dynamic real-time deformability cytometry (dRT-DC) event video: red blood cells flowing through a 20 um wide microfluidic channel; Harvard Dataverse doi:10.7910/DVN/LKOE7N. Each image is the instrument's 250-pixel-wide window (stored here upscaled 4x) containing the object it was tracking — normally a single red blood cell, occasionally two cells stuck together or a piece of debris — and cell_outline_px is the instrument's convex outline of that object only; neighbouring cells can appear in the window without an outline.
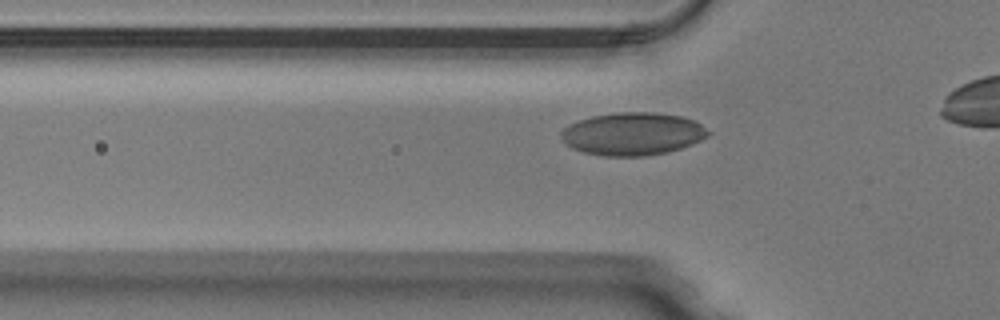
{"species": "Egyptian fruit bat (a non-hibernating species)", "species_latin": "Rousettus aegyptiacus", "temperature_condition": "warm", "stored_images_in_passage": 29, "camera_frame_rate_fps": 3000, "um_per_image_px": 0.085, "animal": {"sex": "male"}, "frame": {"image": 1, "passage_image": 4, "time_ms": 1.0, "image_size_px": [1000, 320], "cell_outline_px": [[712, 132], [708, 136], [692, 144], [668, 152], [644, 156], [604, 156], [584, 152], [572, 148], [564, 144], [560, 136], [560, 132], [564, 128], [580, 120], [592, 116], [620, 112], [656, 112], [680, 116], [692, 120], [700, 124]], "centroid_in_image_um": [53.77, 11.38], "position_along_channel_um": 72.0, "area_um2": 36.59}}
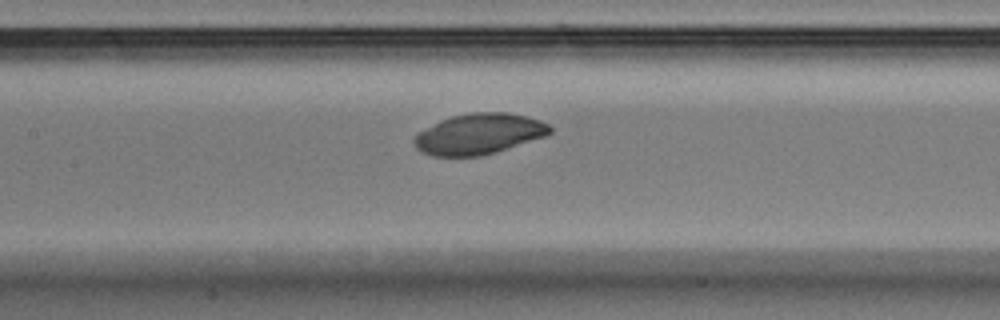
{"frame": {"image": 2, "passage_image": 11, "time_ms": 3.333, "image_size_px": [1000, 320], "cell_outline_px": [[552, 132], [544, 136], [496, 152], [480, 156], [432, 156], [416, 148], [412, 140], [416, 132], [440, 120], [452, 116], [472, 112], [508, 112], [540, 120], [548, 124], [552, 128]], "centroid_in_image_um": [40.67, 11.38], "position_along_channel_um": 166.7, "area_um2": 32.19}}
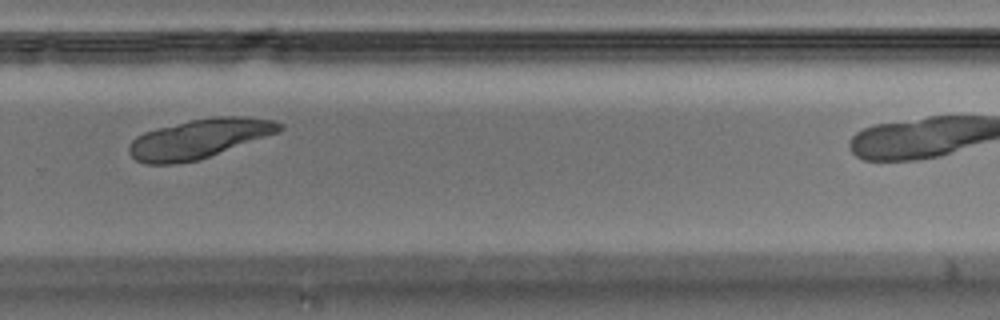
{"frame": {"image": 3, "passage_image": 22, "time_ms": 7.0, "image_size_px": [1000, 320], "cell_outline_px": [[284, 128], [280, 132], [200, 160], [172, 164], [144, 164], [136, 160], [128, 152], [128, 144], [136, 136], [144, 132], [156, 128], [192, 120], [212, 116], [244, 116], [276, 120], [284, 124]], "centroid_in_image_um": [16.96, 11.79], "position_along_channel_um": 312.8, "area_um2": 34.91}}